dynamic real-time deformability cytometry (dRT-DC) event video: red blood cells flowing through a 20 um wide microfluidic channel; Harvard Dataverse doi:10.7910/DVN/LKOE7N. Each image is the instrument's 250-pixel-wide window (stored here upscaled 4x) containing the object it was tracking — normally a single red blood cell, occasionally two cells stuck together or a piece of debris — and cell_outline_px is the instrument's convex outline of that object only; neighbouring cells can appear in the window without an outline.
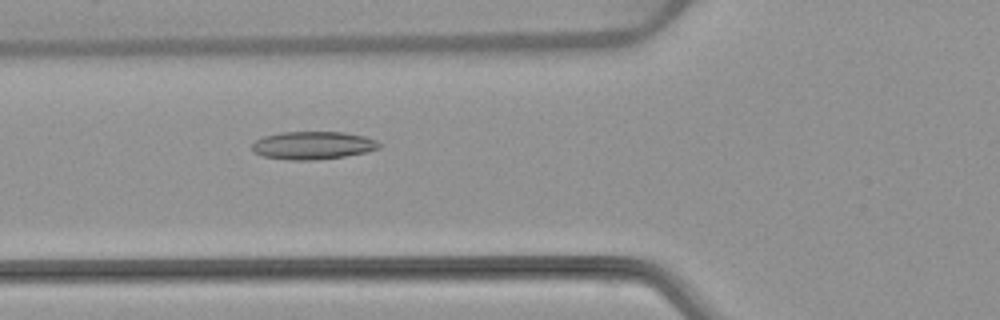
{"species": "common noctule bat (a hibernating species)", "species_latin": "Nyctalus noctula", "temperature_condition": "warm", "stored_images_in_passage": 53, "camera_frame_rate_fps": 3000, "um_per_image_px": 0.085, "animal": {"sex": "female", "body_mass_g": 22.7, "forearm_length_mm": 54.2}, "frame": {"image": 1, "passage_image": 20, "time_ms": 6.333, "image_size_px": [1000, 320], "cell_outline_px": [[384, 144], [380, 148], [368, 152], [344, 156], [316, 160], [288, 160], [264, 156], [252, 152], [252, 144], [256, 140], [264, 136], [280, 132], [344, 132], [364, 136], [376, 140]], "centroid_in_image_um": [26.62, 12.36], "position_along_channel_um": 99.2, "area_um2": 20.87}}
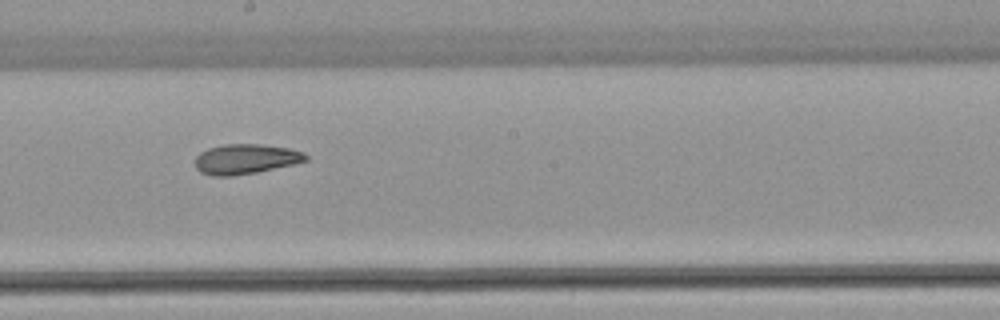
{"frame": {"image": 2, "passage_image": 30, "time_ms": 9.667, "image_size_px": [1000, 320], "cell_outline_px": [[308, 160], [292, 164], [256, 172], [232, 176], [212, 176], [200, 172], [196, 168], [196, 156], [200, 152], [208, 148], [224, 144], [260, 144], [288, 148], [304, 152], [308, 156]], "centroid_in_image_um": [20.86, 13.51], "position_along_channel_um": 227.3, "area_um2": 19.25}}
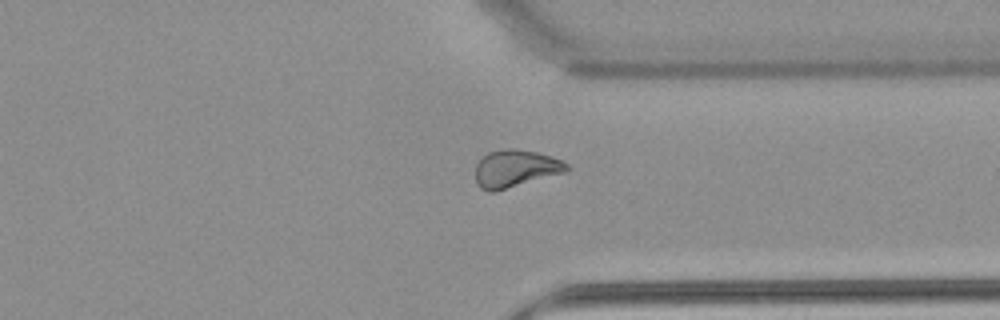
{"frame": {"image": 3, "passage_image": 41, "time_ms": 13.333, "image_size_px": [1000, 320], "cell_outline_px": [[572, 168], [568, 172], [496, 192], [488, 192], [480, 188], [476, 184], [476, 164], [488, 152], [504, 148], [516, 148], [536, 152], [564, 160]], "centroid_in_image_um": [43.86, 14.34], "position_along_channel_um": 367.5, "area_um2": 20.46}, "authors_computed_cell_mechanics": {"area_um2": 20.8658, "velocity_mm_per_s": 3.8392, "shape_relaxation_time_tau1_ms": null, "shape_relaxation_time_tau2_ms": 3.7501, "deformation_change_tau1": null, "deformation_change_tau2": 0.1056}}